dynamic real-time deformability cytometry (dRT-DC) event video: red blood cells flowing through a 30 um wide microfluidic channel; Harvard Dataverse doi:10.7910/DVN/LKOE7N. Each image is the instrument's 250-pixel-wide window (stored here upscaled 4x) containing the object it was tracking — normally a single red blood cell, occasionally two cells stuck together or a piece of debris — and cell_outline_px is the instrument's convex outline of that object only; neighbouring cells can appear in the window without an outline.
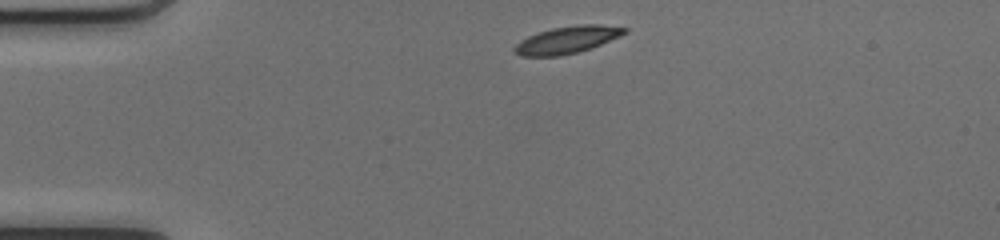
{"species": "common noctule bat (a hibernating species)", "species_latin": "Nyctalus noctula", "temperature_condition": "cold", "stored_images_in_passage": 39, "camera_frame_rate_fps": 3000, "um_per_image_px": 0.085, "animal": {"sex": "female", "body_mass_g": 17.0, "forearm_length_mm": 48.0}, "frame": {"image": 1, "passage_image": 1, "time_ms": 0.0, "image_size_px": [1000, 240], "cell_outline_px": [[628, 32], [620, 36], [592, 48], [560, 56], [520, 56], [512, 48], [520, 40], [528, 36], [552, 28], [580, 24], [600, 24], [628, 28]], "centroid_in_image_um": [48.23, 3.38], "position_along_channel_um": 36.8, "area_um2": 17.4}}
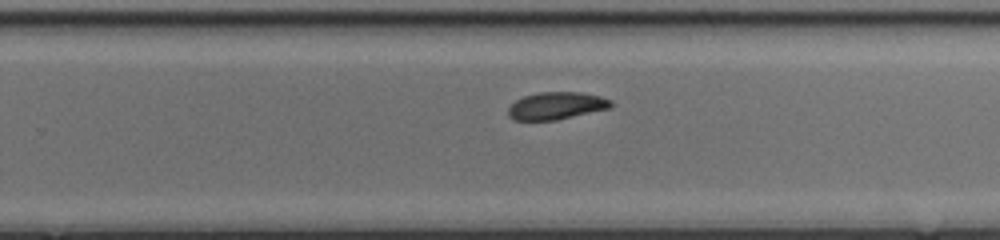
{"frame": {"image": 2, "passage_image": 22, "time_ms": 7.0, "image_size_px": [1000, 240], "cell_outline_px": [[612, 108], [556, 120], [512, 120], [508, 116], [508, 108], [516, 100], [524, 96], [540, 92], [580, 92], [600, 96], [612, 100]], "centroid_in_image_um": [47.3, 8.99], "position_along_channel_um": 282.5, "area_um2": 16.47}}
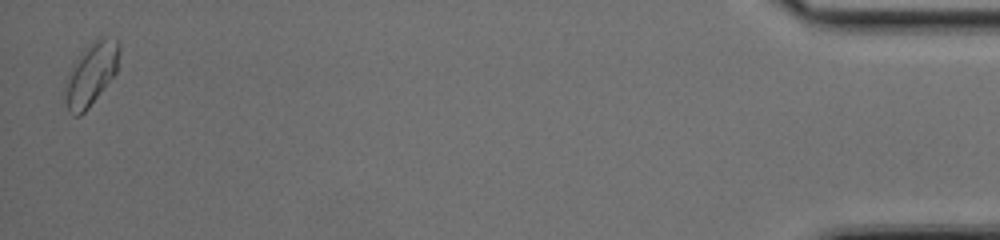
{"frame": {"image": 3, "passage_image": 39, "time_ms": 12.667, "image_size_px": [1000, 240], "cell_outline_px": [[120, 52], [116, 72], [88, 108], [80, 116], [72, 116], [68, 112], [64, 96], [64, 88], [68, 72], [72, 64], [80, 52], [96, 36], [116, 36], [120, 44]], "centroid_in_image_um": [7.73, 6.23], "position_along_channel_um": 427.5, "area_um2": 20.4}, "authors_computed_cell_mechanics": {"area_um2": 17.2244, "velocity_mm_per_s": 4.1496, "shape_relaxation_time_tau1_ms": null, "shape_relaxation_time_tau2_ms": 4.6774, "deformation_change_tau1": null, "deformation_change_tau2": 0.083}}